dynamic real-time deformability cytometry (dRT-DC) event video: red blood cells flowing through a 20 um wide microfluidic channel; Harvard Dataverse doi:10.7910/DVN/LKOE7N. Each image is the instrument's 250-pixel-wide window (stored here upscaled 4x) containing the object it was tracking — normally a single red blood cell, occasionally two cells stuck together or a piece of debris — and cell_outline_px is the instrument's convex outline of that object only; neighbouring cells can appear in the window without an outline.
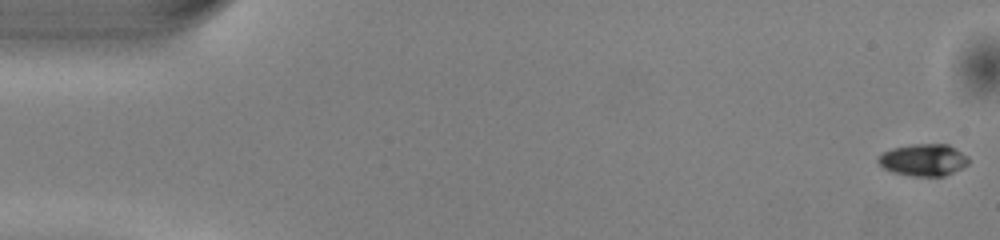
{"species": "common noctule bat (a hibernating species)", "species_latin": "Nyctalus noctula", "temperature_condition": "warm", "stored_images_in_passage": 48, "camera_frame_rate_fps": 3000, "um_per_image_px": 0.085, "animal": {"sex": "male", "body_mass_g": 13.0, "forearm_length_mm": 53.1}, "frame": {"image": 1, "passage_image": 1, "time_ms": 0.0, "image_size_px": [1000, 240], "cell_outline_px": [[968, 164], [944, 176], [912, 176], [892, 172], [884, 168], [876, 160], [884, 152], [892, 148], [912, 144], [948, 144], [956, 148], [968, 156]], "centroid_in_image_um": [78.5, 13.59], "position_along_channel_um": 6.5, "area_um2": 16.76}}
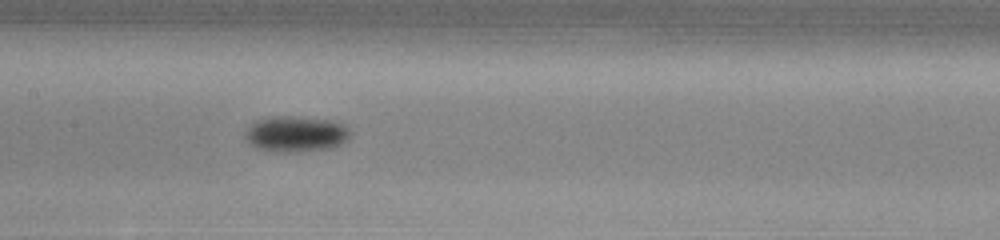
{"frame": {"image": 2, "passage_image": 25, "time_ms": 8.0, "image_size_px": [1000, 240], "cell_outline_px": [[352, 132], [348, 140], [340, 144], [328, 148], [296, 152], [288, 152], [256, 148], [248, 144], [244, 136], [244, 132], [256, 120], [272, 116], [296, 116], [332, 120], [344, 124]], "centroid_in_image_um": [25.15, 11.37], "position_along_channel_um": 182.2, "area_um2": 22.08}}
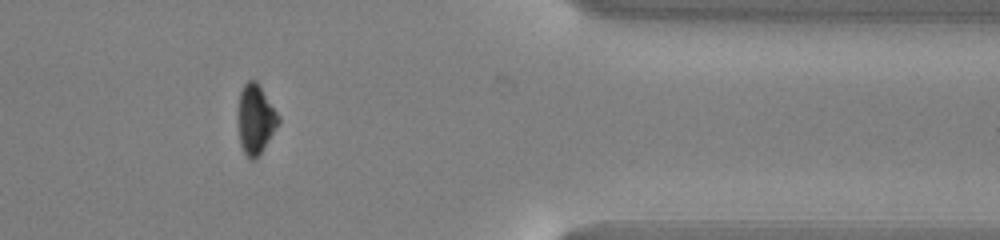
{"frame": {"image": 3, "passage_image": 42, "time_ms": 13.667, "image_size_px": [1000, 240], "cell_outline_px": [[280, 120], [276, 128], [260, 152], [252, 160], [248, 160], [240, 144], [236, 116], [240, 92], [244, 84], [248, 80], [256, 80], [280, 116]], "centroid_in_image_um": [21.68, 10.11], "position_along_channel_um": 389.7, "area_um2": 16.42}, "authors_computed_cell_mechanics": {"area_um2": 18.0047, "velocity_mm_per_s": 4.0739, "shape_relaxation_time_tau1_ms": 1.5269, "shape_relaxation_time_tau2_ms": null, "deformation_change_tau1": 0.1076, "deformation_change_tau2": null}}